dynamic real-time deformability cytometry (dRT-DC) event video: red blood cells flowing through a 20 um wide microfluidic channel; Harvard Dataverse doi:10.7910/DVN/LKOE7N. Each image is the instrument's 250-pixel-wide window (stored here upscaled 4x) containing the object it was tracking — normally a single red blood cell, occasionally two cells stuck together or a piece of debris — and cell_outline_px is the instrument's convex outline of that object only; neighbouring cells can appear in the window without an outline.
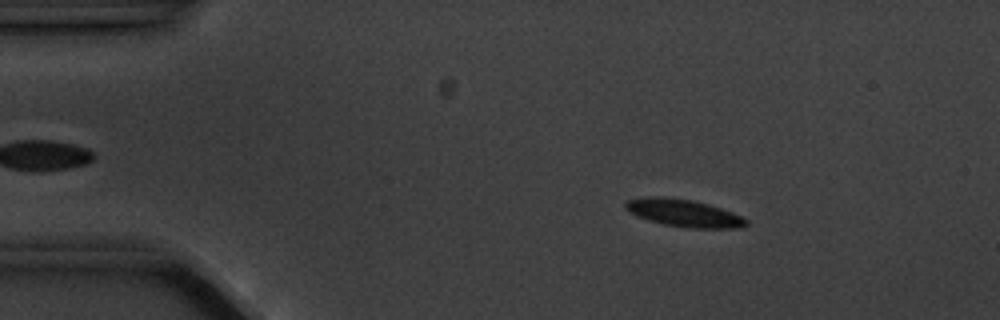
{"species": "common noctule bat (a hibernating species)", "species_latin": "Nyctalus noctula", "temperature_condition": "cold", "stored_images_in_passage": 3, "camera_frame_rate_fps": 3000, "um_per_image_px": 0.085, "animal": {"sex": "male", "body_mass_g": 20.1, "forearm_length_mm": 53.5}, "frame": {"image": 1, "passage_image": 2, "time_ms": 1.0, "image_size_px": [1000, 320], "cell_outline_px": [[748, 224], [740, 228], [692, 228], [664, 224], [648, 220], [636, 216], [628, 212], [624, 208], [624, 204], [628, 200], [660, 196], [692, 200], [708, 204], [732, 212], [748, 220]], "centroid_in_image_um": [58.12, 18.12], "position_along_channel_um": 26.9, "area_um2": 19.07}}